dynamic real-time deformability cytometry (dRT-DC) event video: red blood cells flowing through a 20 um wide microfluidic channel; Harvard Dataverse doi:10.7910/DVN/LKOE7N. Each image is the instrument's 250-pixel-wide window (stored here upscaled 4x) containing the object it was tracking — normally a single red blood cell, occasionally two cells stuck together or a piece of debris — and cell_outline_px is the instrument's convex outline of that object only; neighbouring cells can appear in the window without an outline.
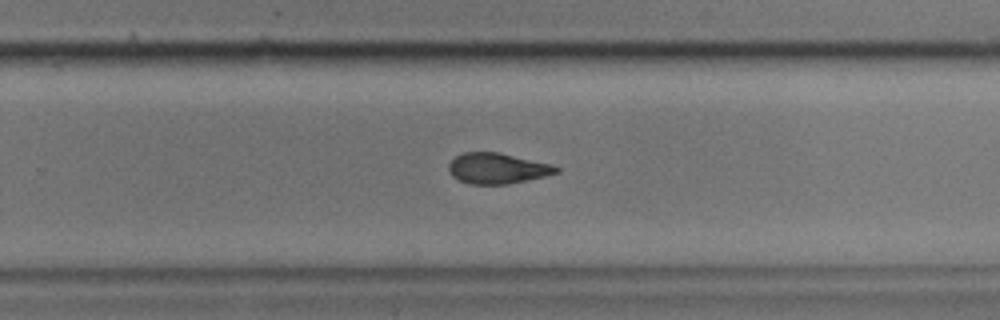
{"species": "common noctule bat (a hibernating species)", "species_latin": "Nyctalus noctula", "temperature_condition": "cold", "stored_images_in_passage": 32, "camera_frame_rate_fps": 3000, "um_per_image_px": 0.085, "animal": {"sex": "male", "body_mass_g": 17.9}, "frame": {"image": 1, "passage_image": 19, "time_ms": 6.0, "image_size_px": [1000, 320], "cell_outline_px": [[560, 172], [544, 176], [508, 184], [468, 184], [452, 176], [448, 168], [448, 164], [456, 156], [464, 152], [500, 152], [552, 164], [560, 168]], "centroid_in_image_um": [42.28, 14.3], "position_along_channel_um": 287.5, "area_um2": 19.25}}
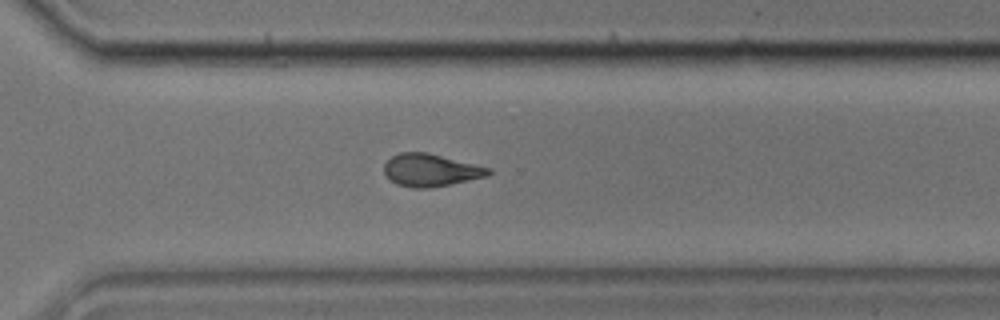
{"frame": {"image": 2, "passage_image": 23, "time_ms": 7.333, "image_size_px": [1000, 320], "cell_outline_px": [[492, 172], [488, 176], [452, 184], [432, 188], [412, 188], [396, 184], [388, 180], [384, 172], [384, 164], [392, 156], [400, 152], [428, 152], [492, 168]], "centroid_in_image_um": [36.61, 14.47], "position_along_channel_um": 334.0, "area_um2": 20.11}}
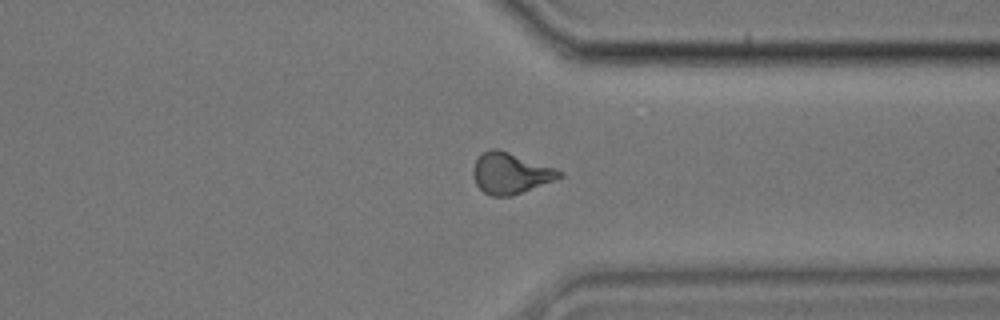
{"frame": {"image": 3, "passage_image": 26, "time_ms": 8.333, "image_size_px": [1000, 320], "cell_outline_px": [[564, 176], [512, 196], [492, 196], [484, 192], [476, 184], [472, 172], [476, 160], [484, 152], [492, 148], [496, 148], [556, 168], [564, 172]], "centroid_in_image_um": [43.4, 14.73], "position_along_channel_um": 368.0, "area_um2": 20.35}}